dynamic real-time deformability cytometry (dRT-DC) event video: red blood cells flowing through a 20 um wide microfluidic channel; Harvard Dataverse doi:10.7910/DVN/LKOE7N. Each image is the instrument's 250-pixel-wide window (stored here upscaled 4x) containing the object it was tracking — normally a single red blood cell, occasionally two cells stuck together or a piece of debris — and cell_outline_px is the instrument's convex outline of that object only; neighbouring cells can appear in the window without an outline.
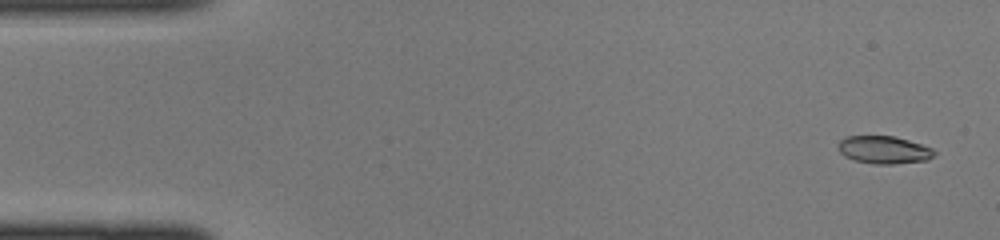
{"species": "common noctule bat (a hibernating species)", "species_latin": "Nyctalus noctula", "temperature_condition": "cold", "stored_images_in_passage": 44, "camera_frame_rate_fps": 3000, "um_per_image_px": 0.085, "animal": {"sex": "female", "body_mass_g": 22.0, "forearm_length_mm": 56.7}, "frame": {"image": 1, "passage_image": 2, "time_ms": 0.333, "image_size_px": [1000, 240], "cell_outline_px": [[936, 152], [928, 160], [892, 164], [872, 164], [856, 160], [844, 156], [840, 152], [840, 140], [844, 136], [892, 136], [908, 140], [932, 148]], "centroid_in_image_um": [75.14, 12.74], "position_along_channel_um": 9.9, "area_um2": 15.32}}
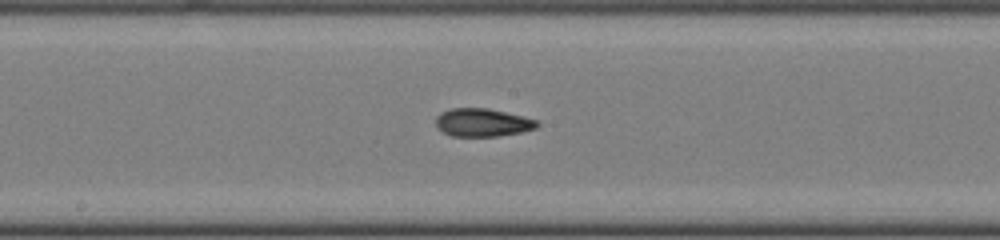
{"frame": {"image": 2, "passage_image": 23, "time_ms": 7.333, "image_size_px": [1000, 240], "cell_outline_px": [[540, 124], [536, 128], [520, 132], [500, 136], [452, 136], [444, 132], [436, 124], [436, 116], [440, 112], [452, 108], [488, 108], [524, 116], [536, 120]], "centroid_in_image_um": [41.02, 10.4], "position_along_channel_um": 207.2, "area_um2": 16.53}}
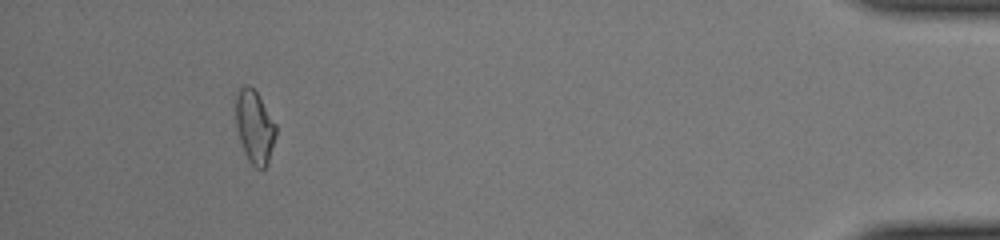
{"frame": {"image": 3, "passage_image": 41, "time_ms": 13.333, "image_size_px": [1000, 240], "cell_outline_px": [[276, 136], [268, 164], [264, 168], [256, 168], [248, 160], [244, 152], [236, 128], [236, 96], [240, 88], [244, 84], [248, 84], [256, 92], [276, 124]], "centroid_in_image_um": [21.64, 10.8], "position_along_channel_um": 413.6, "area_um2": 16.99}}